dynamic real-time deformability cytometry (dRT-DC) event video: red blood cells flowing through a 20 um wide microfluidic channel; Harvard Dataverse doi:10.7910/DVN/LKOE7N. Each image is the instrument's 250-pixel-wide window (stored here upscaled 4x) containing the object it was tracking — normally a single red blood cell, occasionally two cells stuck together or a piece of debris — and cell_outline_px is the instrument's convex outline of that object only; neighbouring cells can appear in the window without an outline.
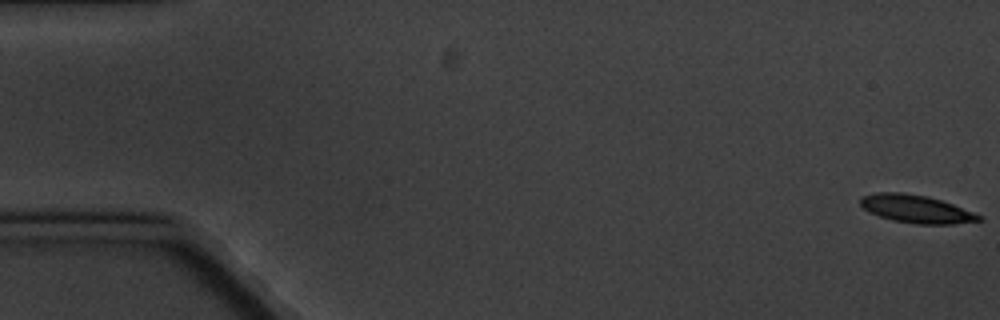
{"species": "common noctule bat (a hibernating species)", "species_latin": "Nyctalus noctula", "temperature_condition": "cold", "stored_images_in_passage": 5, "camera_frame_rate_fps": 3000, "um_per_image_px": 0.085, "animal": {"sex": "male", "body_mass_g": 20.1, "forearm_length_mm": 53.5}, "frame": {"image": 1, "passage_image": 1, "time_ms": 0.0, "image_size_px": [1000, 320], "cell_outline_px": [[984, 220], [952, 224], [916, 224], [892, 220], [868, 212], [860, 204], [860, 196], [876, 192], [900, 192], [928, 196], [952, 204], [984, 216]], "centroid_in_image_um": [77.87, 17.76], "position_along_channel_um": 7.1, "area_um2": 19.36}}
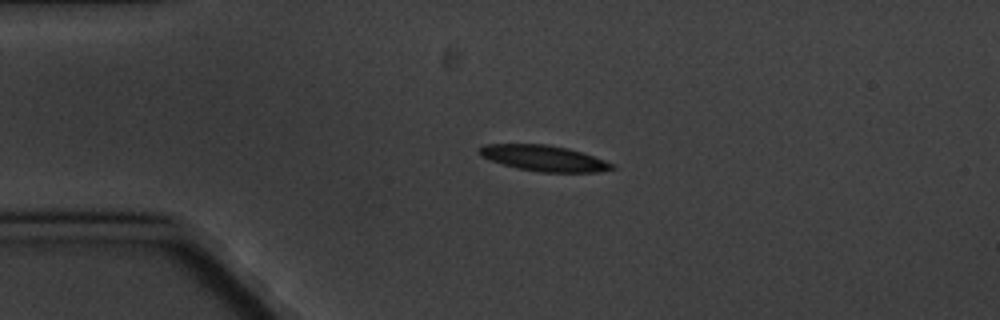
{"frame": {"image": 2, "passage_image": 4, "time_ms": 4.333, "image_size_px": [1000, 320], "cell_outline_px": [[616, 168], [596, 172], [540, 172], [516, 168], [488, 160], [480, 156], [476, 152], [484, 144], [548, 144], [568, 148], [604, 160], [612, 164]], "centroid_in_image_um": [46.15, 13.44], "position_along_channel_um": 38.8, "area_um2": 19.94}}